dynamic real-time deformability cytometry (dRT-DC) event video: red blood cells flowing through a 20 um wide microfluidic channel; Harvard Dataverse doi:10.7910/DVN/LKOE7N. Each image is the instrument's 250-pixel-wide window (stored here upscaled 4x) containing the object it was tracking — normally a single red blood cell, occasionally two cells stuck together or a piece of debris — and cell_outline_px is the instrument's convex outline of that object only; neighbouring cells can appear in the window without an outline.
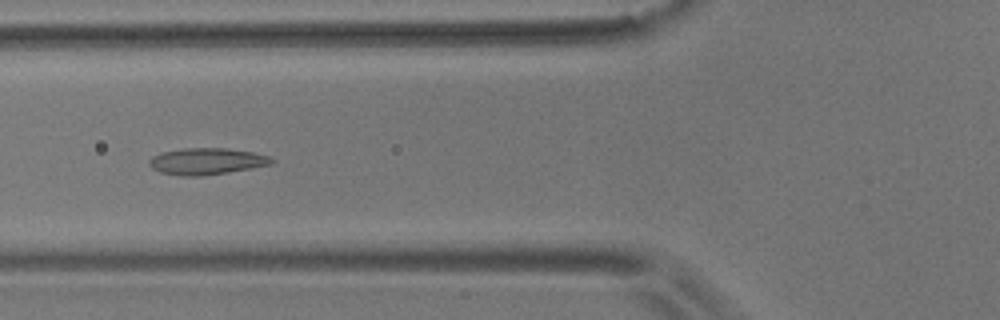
{"species": "common noctule bat (a hibernating species)", "species_latin": "Nyctalus noctula", "temperature_condition": "room temperature", "stored_images_in_passage": 9, "camera_frame_rate_fps": 3000, "um_per_image_px": 0.085, "animal": {"sex": "male", "body_mass_g": 17.9}, "frame": {"image": 1, "passage_image": 6, "time_ms": 6.667, "image_size_px": [1000, 320], "cell_outline_px": [[276, 160], [272, 164], [252, 168], [204, 176], [180, 176], [160, 172], [152, 168], [148, 164], [148, 160], [152, 156], [160, 152], [184, 148], [224, 148], [252, 152], [268, 156]], "centroid_in_image_um": [17.53, 13.71], "position_along_channel_um": 108.3, "area_um2": 19.07}}
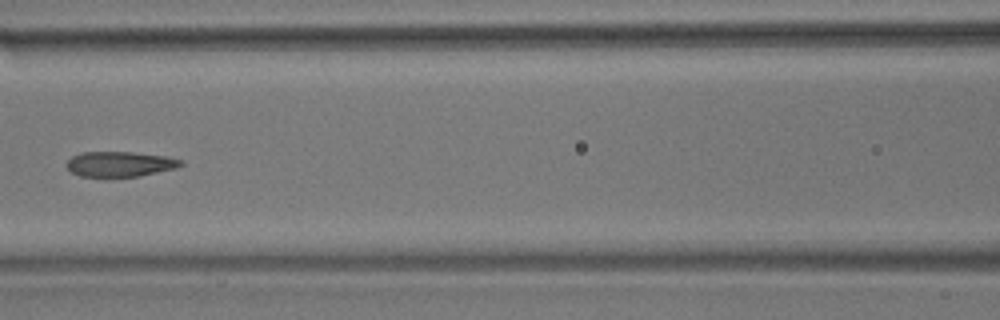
{"frame": {"image": 2, "passage_image": 7, "time_ms": 8.0, "image_size_px": [1000, 320], "cell_outline_px": [[184, 164], [176, 168], [140, 176], [80, 176], [72, 172], [64, 164], [72, 156], [80, 152], [132, 152], [168, 156], [184, 160]], "centroid_in_image_um": [10.22, 13.93], "position_along_channel_um": 156.4, "area_um2": 16.82}}
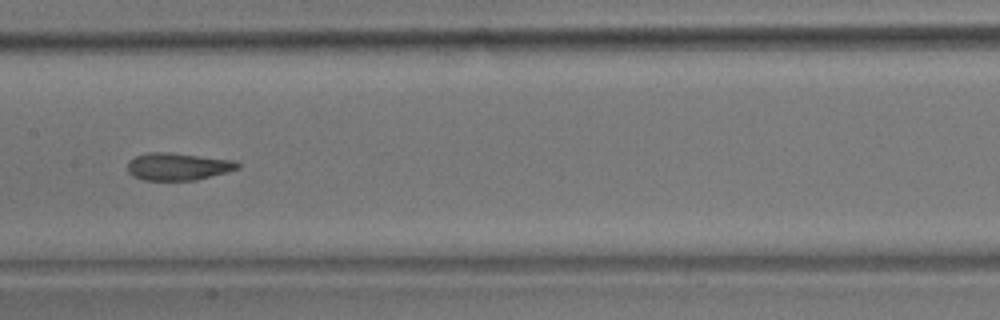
{"frame": {"image": 3, "passage_image": 8, "time_ms": 9.0, "image_size_px": [1000, 320], "cell_outline_px": [[240, 168], [196, 180], [144, 180], [132, 176], [128, 172], [128, 160], [136, 156], [148, 152], [168, 152], [236, 160], [240, 164]], "centroid_in_image_um": [15.12, 14.15], "position_along_channel_um": 192.3, "area_um2": 17.63}}